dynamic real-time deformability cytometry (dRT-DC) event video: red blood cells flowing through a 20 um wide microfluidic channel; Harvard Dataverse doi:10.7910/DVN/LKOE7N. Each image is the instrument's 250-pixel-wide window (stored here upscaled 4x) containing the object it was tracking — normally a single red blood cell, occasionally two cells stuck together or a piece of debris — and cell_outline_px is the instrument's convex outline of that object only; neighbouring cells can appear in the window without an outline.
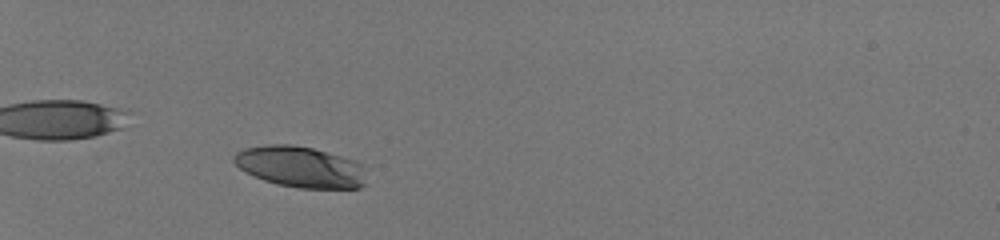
{"species": "human", "species_latin": "Homo sapiens", "temperature_condition": "room temperature", "stored_images_in_passage": 39, "camera_frame_rate_fps": 3000, "um_per_image_px": 0.085, "donor": {"sex": "male"}, "frame": {"image": 1, "passage_image": 8, "time_ms": 2.333, "image_size_px": [1000, 240], "cell_outline_px": [[364, 184], [360, 188], [300, 188], [276, 184], [264, 180], [240, 168], [232, 160], [232, 156], [236, 152], [244, 148], [268, 144], [292, 144], [312, 148], [356, 160], [364, 164]], "centroid_in_image_um": [25.54, 14.17], "position_along_channel_um": 59.5, "area_um2": 31.73}}
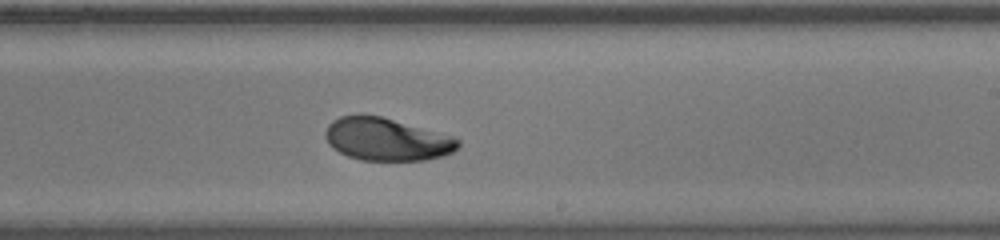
{"frame": {"image": 2, "passage_image": 25, "time_ms": 8.0, "image_size_px": [1000, 240], "cell_outline_px": [[460, 144], [452, 152], [444, 156], [428, 160], [360, 160], [348, 156], [332, 148], [328, 144], [324, 136], [324, 132], [328, 124], [332, 120], [340, 116], [360, 112], [380, 116], [452, 136], [460, 140]], "centroid_in_image_um": [32.8, 11.82], "position_along_channel_um": 256.2, "area_um2": 33.35}}
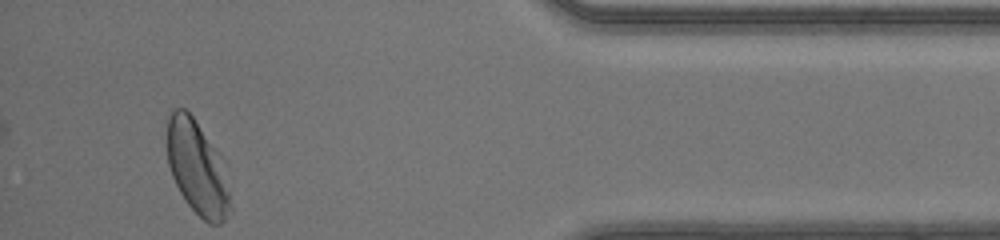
{"frame": {"image": 3, "passage_image": 39, "time_ms": 12.667, "image_size_px": [1000, 240], "cell_outline_px": [[232, 212], [220, 224], [208, 224], [188, 204], [180, 192], [172, 176], [168, 164], [168, 116], [176, 108], [184, 108], [192, 116], [228, 164], [232, 208]], "centroid_in_image_um": [16.86, 14.32], "position_along_channel_um": 418.3, "area_um2": 35.26}, "authors_computed_cell_mechanics": {"area_um2": 33.4662, "velocity_mm_per_s": 4.1497, "shape_relaxation_time_tau1_ms": 3.3089, "shape_relaxation_time_tau2_ms": 0.8933, "deformation_change_tau1": 0.1488, "deformation_change_tau2": 0.0395}}